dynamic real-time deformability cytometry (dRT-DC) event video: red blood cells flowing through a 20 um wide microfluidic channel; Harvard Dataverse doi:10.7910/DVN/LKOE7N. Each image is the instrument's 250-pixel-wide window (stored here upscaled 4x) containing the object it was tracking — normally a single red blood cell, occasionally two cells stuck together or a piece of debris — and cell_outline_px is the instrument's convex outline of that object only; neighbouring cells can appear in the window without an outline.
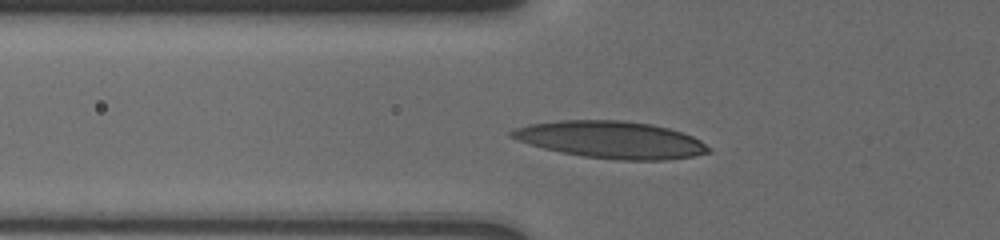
{"species": "human", "species_latin": "Homo sapiens", "temperature_condition": "cold", "stored_images_in_passage": 24, "camera_frame_rate_fps": 3000, "um_per_image_px": 0.085, "donor": {"sex": "male"}, "frame": {"image": 1, "passage_image": 10, "time_ms": 4.0, "image_size_px": [1000, 240], "cell_outline_px": [[712, 152], [692, 156], [664, 160], [620, 160], [584, 156], [560, 152], [528, 144], [508, 136], [508, 132], [512, 128], [528, 124], [560, 120], [624, 120], [652, 124], [668, 128], [692, 136], [700, 140], [712, 148]], "centroid_in_image_um": [51.91, 11.87], "position_along_channel_um": 73.9, "area_um2": 42.71}}
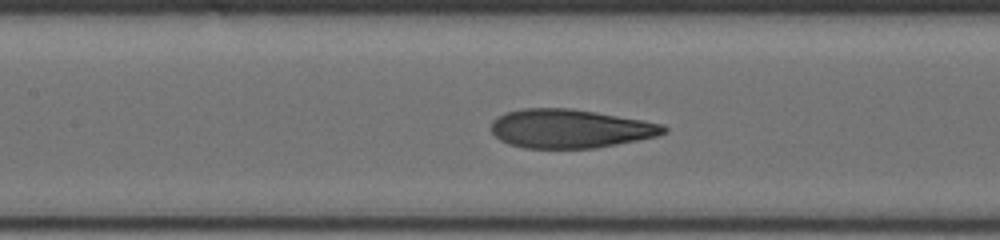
{"frame": {"image": 2, "passage_image": 19, "time_ms": 6.333, "image_size_px": [1000, 240], "cell_outline_px": [[668, 128], [664, 132], [656, 136], [596, 148], [524, 148], [508, 144], [500, 140], [492, 132], [492, 120], [508, 112], [524, 108], [568, 108], [664, 124]], "centroid_in_image_um": [48.42, 10.94], "position_along_channel_um": 159.0, "area_um2": 38.44}}
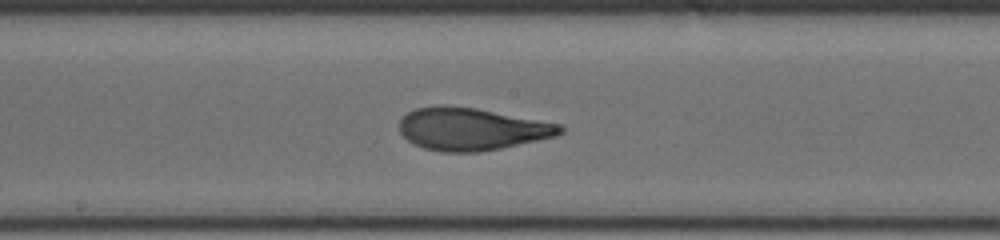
{"frame": {"image": 3, "passage_image": 23, "time_ms": 7.667, "image_size_px": [1000, 240], "cell_outline_px": [[564, 132], [556, 136], [500, 148], [476, 152], [444, 152], [424, 148], [412, 144], [400, 132], [400, 120], [408, 112], [416, 108], [436, 104], [444, 104], [476, 108], [560, 124], [564, 128]], "centroid_in_image_um": [40.05, 10.95], "position_along_channel_um": 208.1, "area_um2": 39.71}}